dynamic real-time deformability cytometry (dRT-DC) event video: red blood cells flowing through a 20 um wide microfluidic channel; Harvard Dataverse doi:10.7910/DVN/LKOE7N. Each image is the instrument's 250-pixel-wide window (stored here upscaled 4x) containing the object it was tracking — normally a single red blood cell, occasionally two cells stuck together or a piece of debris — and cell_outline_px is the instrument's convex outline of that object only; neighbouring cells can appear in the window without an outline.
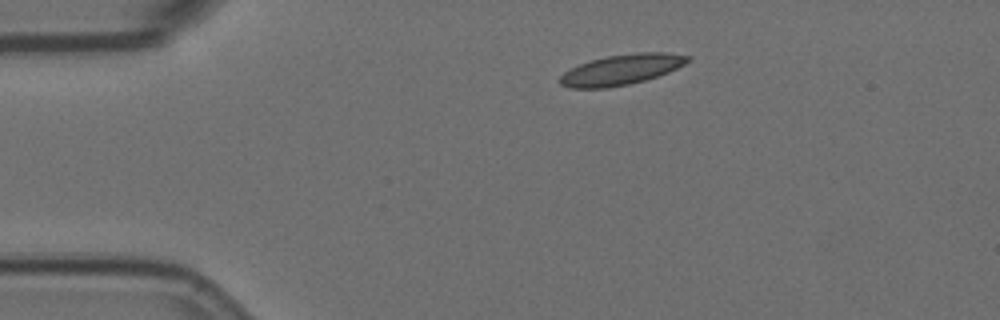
{"species": "Egyptian fruit bat (a non-hibernating species)", "species_latin": "Rousettus aegyptiacus", "temperature_condition": "room temperature", "stored_images_in_passage": 2, "camera_frame_rate_fps": 3000, "um_per_image_px": 0.085, "animal": {"sex": "female"}, "frame": {"image": 1, "passage_image": 1, "time_ms": 0.0, "image_size_px": [1000, 320], "cell_outline_px": [[692, 60], [668, 72], [644, 80], [628, 84], [608, 88], [568, 88], [560, 84], [560, 76], [564, 72], [580, 64], [592, 60], [608, 56], [636, 52], [668, 52], [692, 56]], "centroid_in_image_um": [52.85, 5.91], "position_along_channel_um": 32.1, "area_um2": 22.54}}